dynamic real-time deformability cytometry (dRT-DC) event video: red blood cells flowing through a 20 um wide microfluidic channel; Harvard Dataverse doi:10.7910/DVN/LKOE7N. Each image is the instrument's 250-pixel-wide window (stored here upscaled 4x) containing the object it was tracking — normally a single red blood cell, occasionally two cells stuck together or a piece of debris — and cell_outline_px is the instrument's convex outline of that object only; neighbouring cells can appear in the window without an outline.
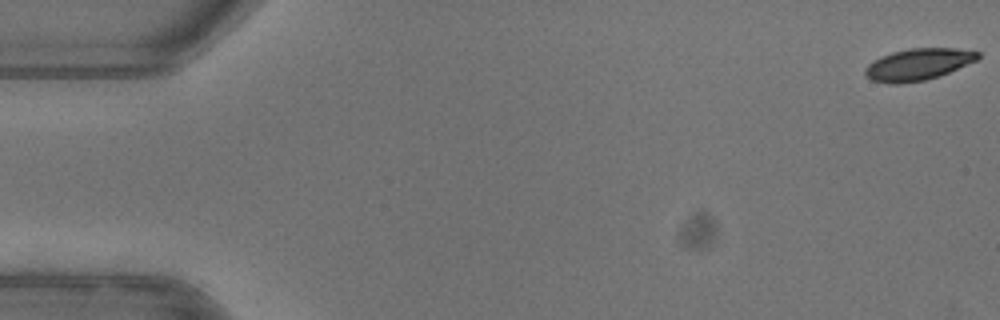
{"species": "common noctule bat (a hibernating species)", "species_latin": "Nyctalus noctula", "temperature_condition": "warm", "stored_images_in_passage": 53, "camera_frame_rate_fps": 3000, "um_per_image_px": 0.085, "animal": {"sex": "female"}, "frame": {"image": 1, "passage_image": 1, "time_ms": 0.0, "image_size_px": [1000, 320], "cell_outline_px": [[980, 56], [976, 60], [948, 72], [924, 80], [900, 84], [888, 84], [872, 80], [864, 76], [864, 68], [868, 64], [880, 56], [892, 52], [908, 48], [956, 48], [980, 52]], "centroid_in_image_um": [77.97, 5.47], "position_along_channel_um": 7.0, "area_um2": 20.81}}
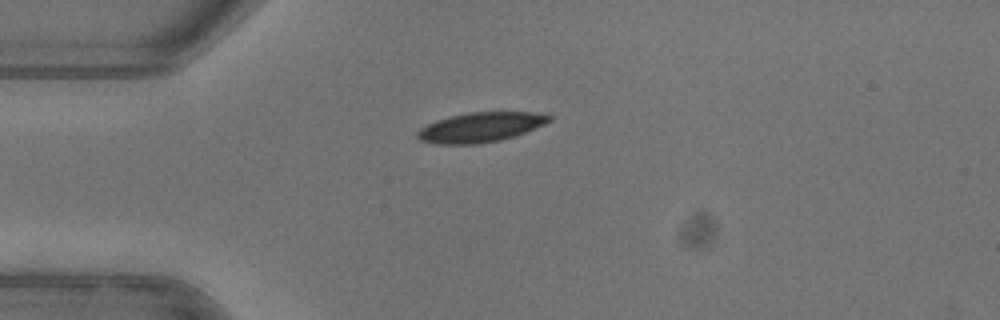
{"frame": {"image": 2, "passage_image": 14, "time_ms": 4.333, "image_size_px": [1000, 320], "cell_outline_px": [[552, 120], [544, 124], [524, 132], [500, 140], [476, 144], [436, 144], [420, 140], [416, 136], [416, 132], [420, 128], [436, 120], [468, 112], [532, 112], [552, 116]], "centroid_in_image_um": [40.81, 10.81], "position_along_channel_um": 44.2, "area_um2": 22.6}}
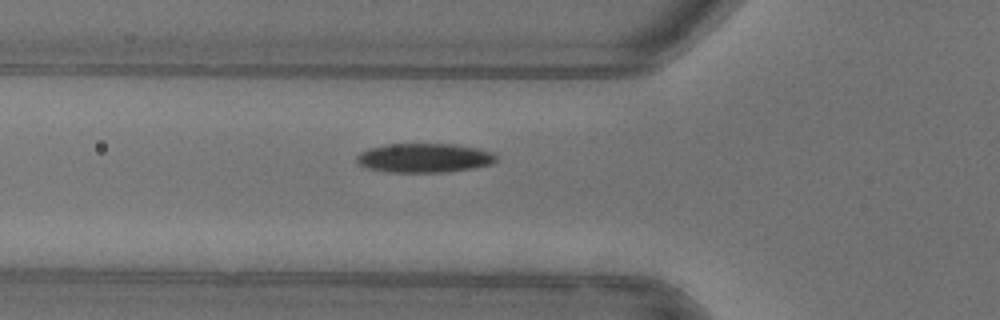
{"frame": {"image": 3, "passage_image": 19, "time_ms": 6.0, "image_size_px": [1000, 320], "cell_outline_px": [[496, 160], [492, 164], [472, 168], [444, 172], [388, 172], [368, 168], [360, 164], [356, 160], [356, 156], [360, 152], [368, 148], [384, 144], [452, 144], [476, 148], [496, 152]], "centroid_in_image_um": [36.06, 13.42], "position_along_channel_um": 89.7, "area_um2": 23.76}, "authors_computed_cell_mechanics": {"area_um2": 22.6576, "velocity_mm_per_s": 3.9568, "shape_relaxation_time_tau1_ms": 5.5519, "shape_relaxation_time_tau2_ms": 5.5536, "deformation_change_tau1": 0.1618, "deformation_change_tau2": 0.0924}}